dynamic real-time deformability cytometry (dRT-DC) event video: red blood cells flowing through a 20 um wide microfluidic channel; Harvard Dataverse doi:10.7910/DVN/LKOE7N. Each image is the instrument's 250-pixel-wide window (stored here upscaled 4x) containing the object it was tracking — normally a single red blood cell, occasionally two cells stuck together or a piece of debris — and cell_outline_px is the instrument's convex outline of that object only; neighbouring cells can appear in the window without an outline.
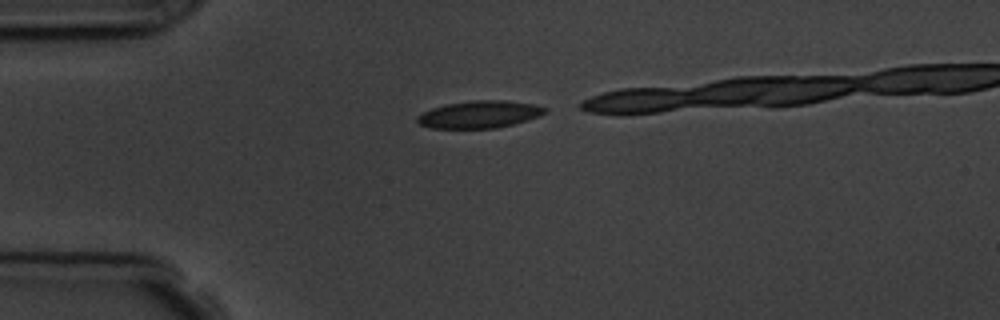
{"species": "common noctule bat (a hibernating species)", "species_latin": "Nyctalus noctula", "temperature_condition": "room temperature", "stored_images_in_passage": 4, "camera_frame_rate_fps": 3000, "um_per_image_px": 0.085, "animal": {"sex": "male", "body_mass_g": 19.5, "forearm_length_mm": 54.6}, "frame": {"image": 1, "passage_image": 1, "time_ms": 0.0, "image_size_px": [1000, 320], "cell_outline_px": [[548, 112], [540, 116], [528, 120], [496, 128], [432, 128], [420, 124], [416, 120], [416, 116], [432, 108], [444, 104], [472, 100], [504, 100], [532, 104], [548, 108]], "centroid_in_image_um": [40.77, 9.72], "position_along_channel_um": 44.2, "area_um2": 20.35}}